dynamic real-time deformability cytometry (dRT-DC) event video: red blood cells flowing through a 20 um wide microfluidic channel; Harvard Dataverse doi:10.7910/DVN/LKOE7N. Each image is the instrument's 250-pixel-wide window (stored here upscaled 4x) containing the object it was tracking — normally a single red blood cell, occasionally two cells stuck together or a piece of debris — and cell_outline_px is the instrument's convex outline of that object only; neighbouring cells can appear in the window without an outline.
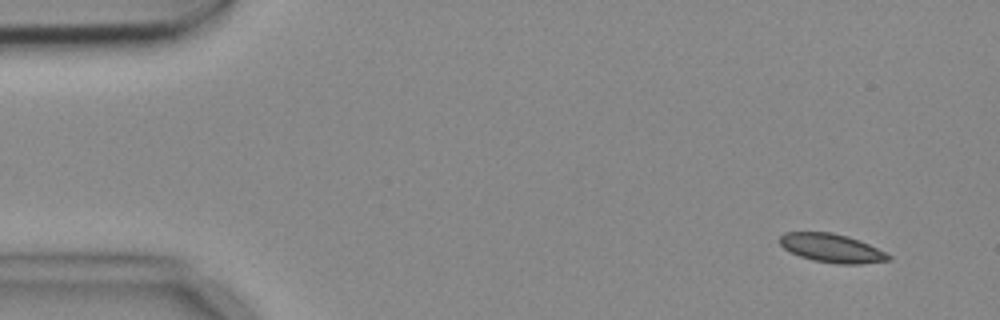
{"species": "common noctule bat (a hibernating species)", "species_latin": "Nyctalus noctula", "temperature_condition": "cold", "stored_images_in_passage": 8, "camera_frame_rate_fps": 3000, "um_per_image_px": 0.085, "animal": {"sex": "female", "body_mass_g": 18.4}, "frame": {"image": 1, "passage_image": 2, "time_ms": 0.333, "image_size_px": [1000, 320], "cell_outline_px": [[892, 260], [860, 264], [836, 264], [812, 260], [788, 252], [780, 244], [780, 236], [784, 232], [832, 232], [848, 236], [860, 240], [892, 256]], "centroid_in_image_um": [70.69, 21.09], "position_along_channel_um": 14.3, "area_um2": 18.26}}
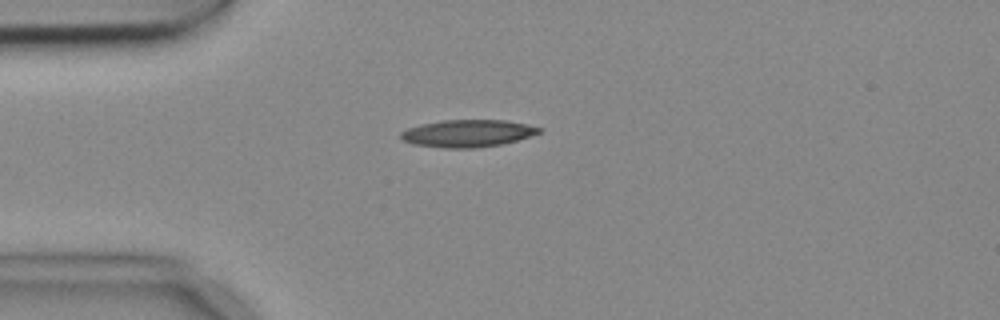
{"frame": {"image": 2, "passage_image": 5, "time_ms": 1.333, "image_size_px": [1000, 320], "cell_outline_px": [[540, 132], [516, 140], [500, 144], [476, 148], [444, 148], [412, 144], [400, 140], [400, 132], [408, 128], [420, 124], [444, 120], [504, 120], [528, 124], [540, 128]], "centroid_in_image_um": [39.67, 11.33], "position_along_channel_um": 45.3, "area_um2": 21.91}}
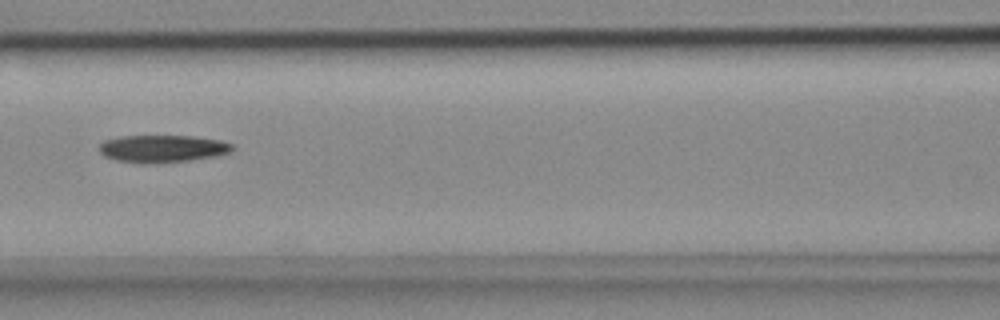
{"frame": {"image": 3, "passage_image": 8, "time_ms": 2.333, "image_size_px": [1000, 320], "cell_outline_px": [[232, 148], [228, 152], [216, 156], [188, 160], [116, 160], [104, 156], [100, 152], [100, 144], [104, 140], [120, 136], [192, 136], [220, 140], [232, 144]], "centroid_in_image_um": [13.82, 12.57], "position_along_channel_um": 152.8, "area_um2": 20.0}}